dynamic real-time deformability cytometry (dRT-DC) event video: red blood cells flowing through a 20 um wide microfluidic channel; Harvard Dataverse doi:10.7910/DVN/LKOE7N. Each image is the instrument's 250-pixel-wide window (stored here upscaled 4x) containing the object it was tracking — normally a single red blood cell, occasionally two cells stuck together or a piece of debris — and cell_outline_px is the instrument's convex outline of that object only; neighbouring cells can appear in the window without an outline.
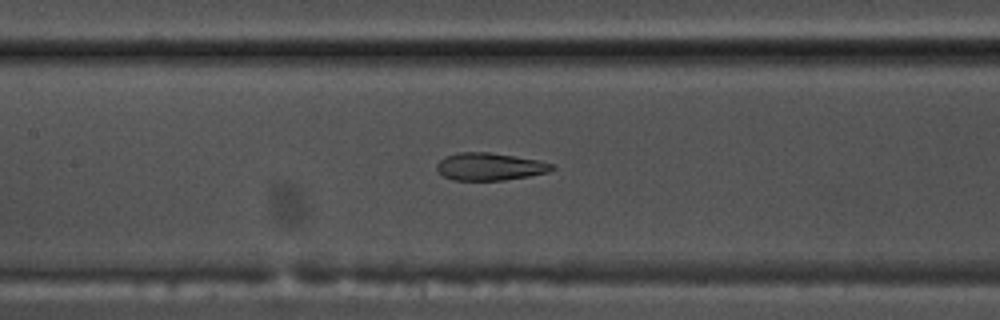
{"species": "common noctule bat (a hibernating species)", "species_latin": "Nyctalus noctula", "temperature_condition": "warm", "stored_images_in_passage": 52, "camera_frame_rate_fps": 3000, "um_per_image_px": 0.085, "animal": {"sex": "male", "body_mass_g": 17.5, "forearm_length_mm": 52.3}, "frame": {"image": 1, "passage_image": 23, "time_ms": 7.333, "image_size_px": [1000, 320], "cell_outline_px": [[556, 168], [548, 172], [528, 176], [504, 180], [452, 180], [444, 176], [436, 168], [436, 164], [444, 156], [460, 152], [488, 152], [536, 160], [552, 164]], "centroid_in_image_um": [41.59, 14.16], "position_along_channel_um": 165.8, "area_um2": 18.26}}
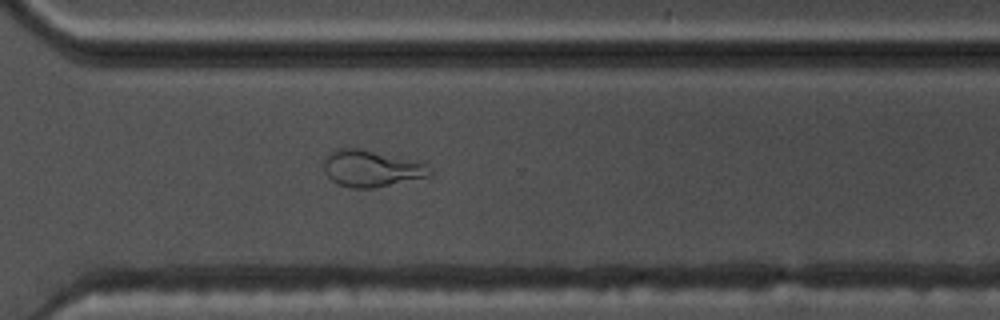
{"frame": {"image": 2, "passage_image": 37, "time_ms": 12.0, "image_size_px": [1000, 320], "cell_outline_px": [[432, 176], [372, 188], [352, 188], [336, 184], [324, 172], [324, 160], [332, 152], [344, 148], [360, 148], [428, 164], [432, 172]], "centroid_in_image_um": [31.58, 14.34], "position_along_channel_um": 339.0, "area_um2": 22.37}}
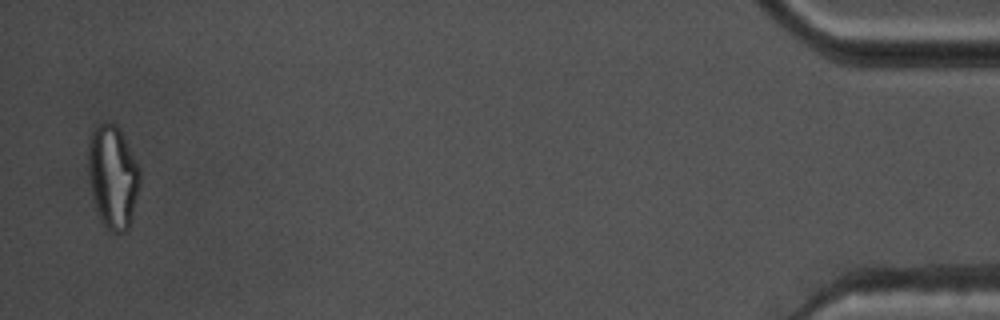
{"frame": {"image": 3, "passage_image": 51, "time_ms": 16.667, "image_size_px": [1000, 320], "cell_outline_px": [[140, 184], [128, 228], [124, 232], [112, 232], [104, 224], [96, 208], [92, 196], [88, 172], [88, 144], [92, 128], [96, 124], [104, 120], [116, 124], [120, 128], [140, 168]], "centroid_in_image_um": [9.58, 14.93], "position_along_channel_um": 425.6, "area_um2": 31.21}, "authors_computed_cell_mechanics": {"area_um2": 21.964, "velocity_mm_per_s": 3.7185, "shape_relaxation_time_tau1_ms": null, "shape_relaxation_time_tau2_ms": 1.5728, "deformation_change_tau1": null, "deformation_change_tau2": 0.0964}}